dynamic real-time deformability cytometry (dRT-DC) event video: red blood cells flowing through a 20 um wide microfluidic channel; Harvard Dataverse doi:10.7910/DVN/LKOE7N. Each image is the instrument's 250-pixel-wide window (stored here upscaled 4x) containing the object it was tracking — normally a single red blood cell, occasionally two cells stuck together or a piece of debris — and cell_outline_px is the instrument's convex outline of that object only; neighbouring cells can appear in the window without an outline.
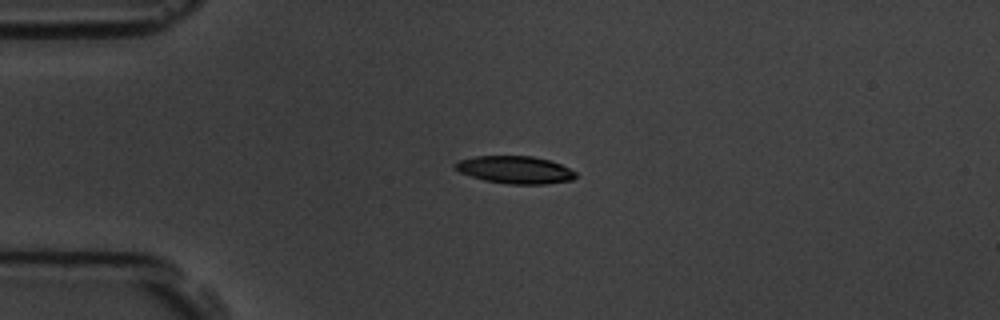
{"species": "common noctule bat (a hibernating species)", "species_latin": "Nyctalus noctula", "temperature_condition": "room temperature", "stored_images_in_passage": 5, "camera_frame_rate_fps": 3000, "um_per_image_px": 0.085, "animal": {"sex": "male", "body_mass_g": 19.5, "forearm_length_mm": 54.6}, "frame": {"image": 1, "passage_image": 4, "time_ms": 3.333, "image_size_px": [1000, 320], "cell_outline_px": [[576, 176], [572, 180], [544, 184], [508, 184], [484, 180], [460, 172], [452, 168], [452, 164], [460, 160], [476, 156], [532, 156], [548, 160], [560, 164], [576, 172]], "centroid_in_image_um": [43.75, 14.43], "position_along_channel_um": 41.3, "area_um2": 19.25}}